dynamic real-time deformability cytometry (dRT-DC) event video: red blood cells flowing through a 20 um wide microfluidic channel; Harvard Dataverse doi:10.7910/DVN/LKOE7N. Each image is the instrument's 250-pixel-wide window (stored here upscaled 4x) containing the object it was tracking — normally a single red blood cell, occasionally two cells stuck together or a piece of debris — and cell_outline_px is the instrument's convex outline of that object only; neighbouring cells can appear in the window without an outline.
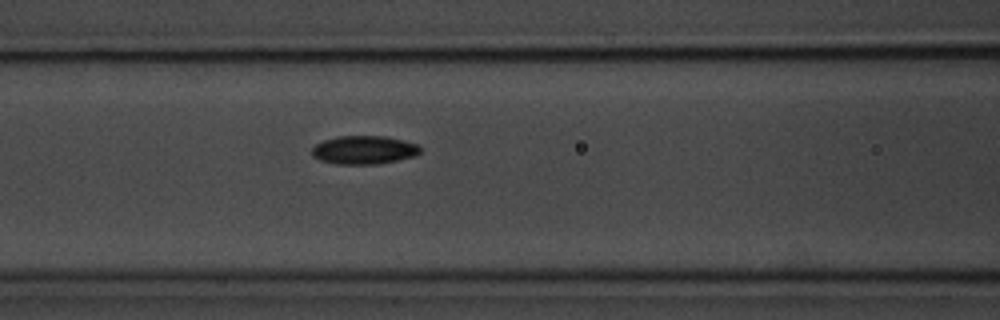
{"species": "common noctule bat (a hibernating species)", "species_latin": "Nyctalus noctula", "temperature_condition": "room temperature", "stored_images_in_passage": 6, "segment_of_instrument_passage": [1, 2], "camera_frame_rate_fps": 3000, "um_per_image_px": 0.085, "animal": {"sex": "male", "body_mass_g": 20.1, "forearm_length_mm": 53.5}, "frame": {"image": 1, "passage_image": 5, "time_ms": 5.667, "image_size_px": [1000, 320], "cell_outline_px": [[420, 152], [416, 156], [376, 164], [336, 164], [320, 160], [312, 156], [312, 148], [316, 144], [324, 140], [336, 136], [388, 136], [420, 144]], "centroid_in_image_um": [30.96, 12.73], "position_along_channel_um": 135.6, "area_um2": 18.09}}